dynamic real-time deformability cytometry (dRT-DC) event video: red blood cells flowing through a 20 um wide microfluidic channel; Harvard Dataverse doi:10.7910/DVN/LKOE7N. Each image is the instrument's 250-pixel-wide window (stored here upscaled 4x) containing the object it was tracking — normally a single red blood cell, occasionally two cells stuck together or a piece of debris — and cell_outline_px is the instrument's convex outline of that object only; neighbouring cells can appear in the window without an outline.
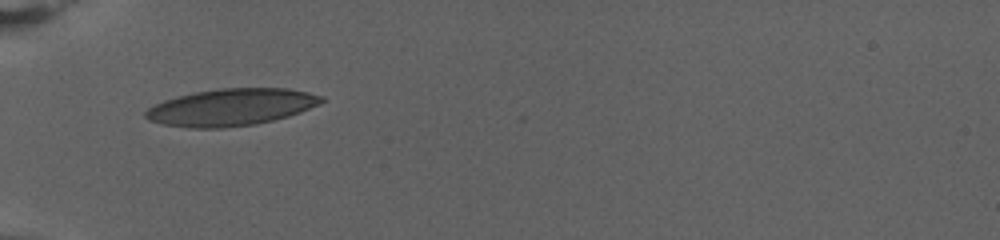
{"species": "human", "species_latin": "Homo sapiens", "temperature_condition": "warm", "stored_images_in_passage": 50, "camera_frame_rate_fps": 3000, "um_per_image_px": 0.085, "donor": {"sex": "female"}, "frame": {"image": 1, "passage_image": 1, "time_ms": 0.0, "image_size_px": [1000, 240], "cell_outline_px": [[324, 100], [300, 112], [288, 116], [256, 124], [224, 128], [192, 128], [164, 124], [148, 120], [144, 116], [144, 112], [148, 108], [164, 100], [196, 92], [220, 88], [288, 88], [308, 92], [324, 96]], "centroid_in_image_um": [19.64, 9.11], "position_along_channel_um": 65.4, "area_um2": 37.63}}
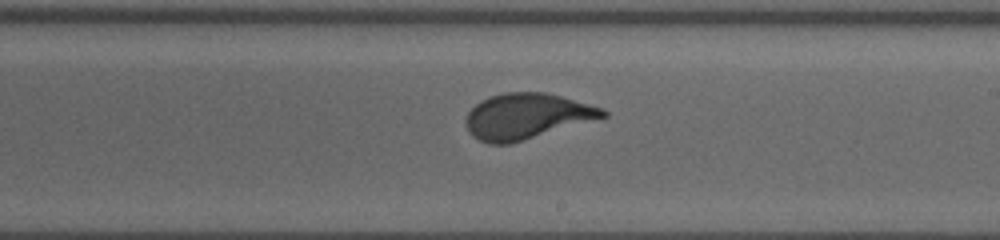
{"frame": {"image": 2, "passage_image": 21, "time_ms": 6.667, "image_size_px": [1000, 240], "cell_outline_px": [[608, 116], [508, 144], [488, 144], [472, 136], [468, 128], [468, 112], [476, 104], [492, 96], [504, 92], [544, 92], [560, 96], [604, 108], [608, 112]], "centroid_in_image_um": [44.8, 9.87], "position_along_channel_um": 244.2, "area_um2": 35.72}}
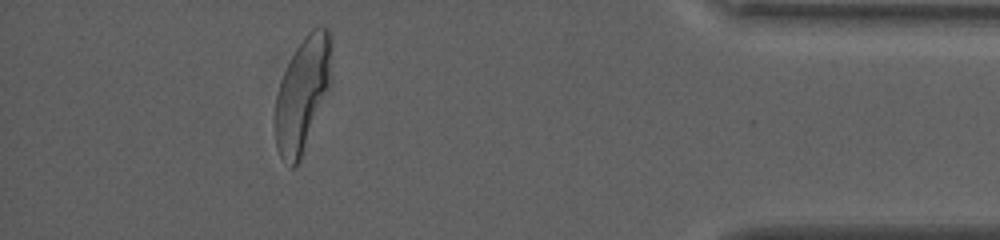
{"frame": {"image": 3, "passage_image": 43, "time_ms": 14.0, "image_size_px": [1000, 240], "cell_outline_px": [[332, 48], [328, 80], [300, 160], [296, 168], [288, 168], [280, 156], [276, 144], [276, 96], [280, 80], [296, 48], [304, 36], [312, 28], [328, 28], [332, 32]], "centroid_in_image_um": [25.67, 7.96], "position_along_channel_um": 409.5, "area_um2": 35.95}, "authors_computed_cell_mechanics": {"area_um2": 36.4718, "velocity_mm_per_s": 2.7896, "shape_relaxation_time_tau1_ms": 4.2157, "shape_relaxation_time_tau2_ms": null, "deformation_change_tau1": 0.1963, "deformation_change_tau2": null}}